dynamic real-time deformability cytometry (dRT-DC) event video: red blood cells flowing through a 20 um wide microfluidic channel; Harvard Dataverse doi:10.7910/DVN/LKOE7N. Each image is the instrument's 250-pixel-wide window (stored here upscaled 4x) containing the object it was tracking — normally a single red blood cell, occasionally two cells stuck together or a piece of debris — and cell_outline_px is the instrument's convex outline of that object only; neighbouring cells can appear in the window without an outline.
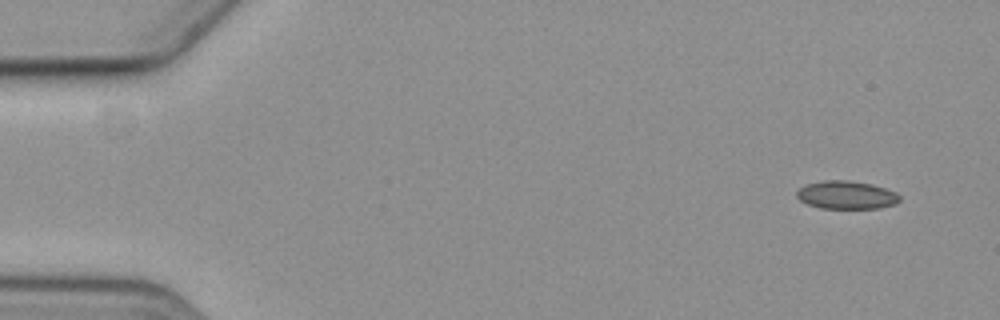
{"species": "common noctule bat (a hibernating species)", "species_latin": "Nyctalus noctula", "temperature_condition": "cold", "stored_images_in_passage": 4, "camera_frame_rate_fps": 3000, "um_per_image_px": 0.085, "animal": {"sex": "female", "body_mass_g": 19.3, "forearm_length_mm": 54.1}, "frame": {"image": 1, "passage_image": 1, "time_ms": 0.0, "image_size_px": [1000, 320], "cell_outline_px": [[900, 200], [896, 204], [880, 208], [820, 208], [808, 204], [800, 200], [796, 196], [796, 192], [800, 188], [808, 184], [824, 180], [848, 180], [872, 184], [896, 192], [900, 196]], "centroid_in_image_um": [71.96, 16.57], "position_along_channel_um": 13.0, "area_um2": 16.82}}